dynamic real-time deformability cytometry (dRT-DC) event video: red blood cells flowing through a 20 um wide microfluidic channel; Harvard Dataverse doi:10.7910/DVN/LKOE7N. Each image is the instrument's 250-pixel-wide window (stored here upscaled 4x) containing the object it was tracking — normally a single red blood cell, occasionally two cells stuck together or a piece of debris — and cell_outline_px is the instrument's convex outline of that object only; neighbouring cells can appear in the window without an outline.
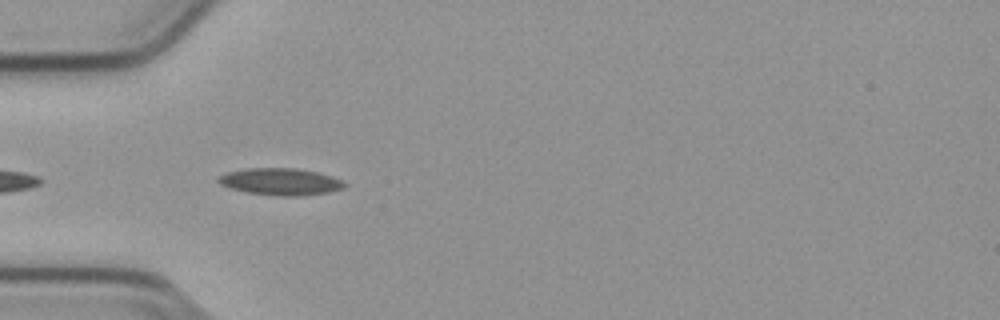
{"species": "common noctule bat (a hibernating species)", "species_latin": "Nyctalus noctula", "temperature_condition": "cold", "stored_images_in_passage": 12, "camera_frame_rate_fps": 3000, "um_per_image_px": 0.085, "animal": {"sex": "male", "body_mass_g": 23.1, "forearm_length_mm": 52.7}, "frame": {"image": 1, "passage_image": 3, "time_ms": 0.667, "image_size_px": [1000, 320], "cell_outline_px": [[348, 184], [344, 188], [328, 192], [304, 196], [276, 196], [248, 192], [228, 188], [220, 184], [216, 180], [216, 176], [228, 172], [244, 168], [296, 168], [316, 172], [340, 180]], "centroid_in_image_um": [23.79, 15.45], "position_along_channel_um": 61.2, "area_um2": 19.88}}
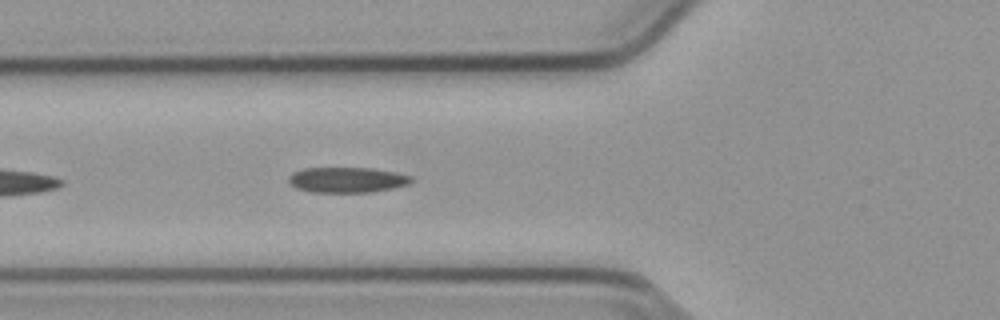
{"frame": {"image": 2, "passage_image": 6, "time_ms": 1.667, "image_size_px": [1000, 320], "cell_outline_px": [[416, 180], [408, 184], [392, 188], [372, 192], [312, 192], [296, 188], [288, 180], [288, 176], [292, 172], [304, 168], [372, 168], [396, 172], [412, 176]], "centroid_in_image_um": [29.52, 15.28], "position_along_channel_um": 96.3, "area_um2": 18.26}}